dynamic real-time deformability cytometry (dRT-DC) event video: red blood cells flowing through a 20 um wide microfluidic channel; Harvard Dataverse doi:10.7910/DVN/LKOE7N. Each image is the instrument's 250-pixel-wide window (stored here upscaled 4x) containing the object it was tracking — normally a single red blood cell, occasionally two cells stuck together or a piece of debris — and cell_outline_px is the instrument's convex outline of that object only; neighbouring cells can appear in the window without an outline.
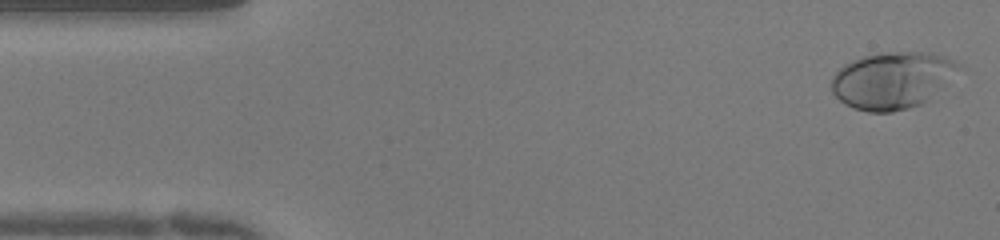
{"species": "human", "species_latin": "Homo sapiens", "temperature_condition": "warm", "stored_images_in_passage": 50, "camera_frame_rate_fps": 3000, "um_per_image_px": 0.085, "donor": {"sex": "female"}, "frame": {"image": 1, "passage_image": 2, "time_ms": 0.333, "image_size_px": [1000, 240], "cell_outline_px": [[956, 64], [924, 100], [920, 104], [908, 108], [892, 112], [868, 112], [852, 108], [844, 104], [832, 92], [832, 76], [844, 64], [852, 60], [864, 56], [888, 52], [932, 52], [944, 56], [952, 60]], "centroid_in_image_um": [75.63, 6.82], "position_along_channel_um": 9.4, "area_um2": 40.17}}
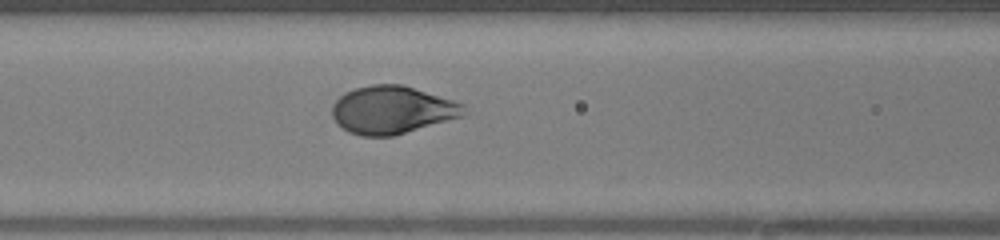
{"frame": {"image": 2, "passage_image": 20, "time_ms": 6.333, "image_size_px": [1000, 240], "cell_outline_px": [[464, 116], [392, 136], [360, 136], [348, 132], [332, 116], [332, 108], [336, 100], [340, 96], [356, 88], [372, 84], [404, 84], [464, 104]], "centroid_in_image_um": [33.34, 9.34], "position_along_channel_um": 133.3, "area_um2": 36.36}}
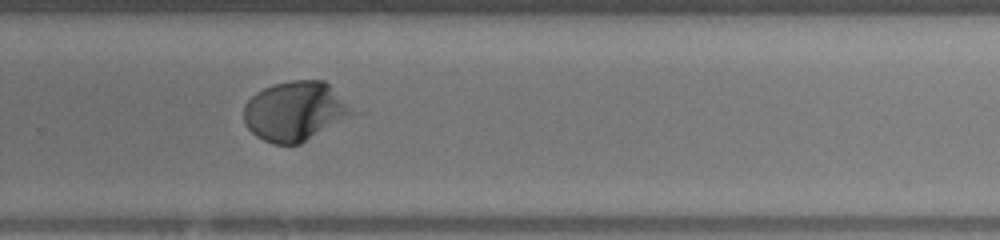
{"frame": {"image": 3, "passage_image": 33, "time_ms": 10.667, "image_size_px": [1000, 240], "cell_outline_px": [[356, 112], [300, 144], [272, 144], [256, 136], [244, 124], [244, 104], [256, 92], [272, 84], [292, 80], [324, 80]], "centroid_in_image_um": [25.02, 9.45], "position_along_channel_um": 304.8, "area_um2": 37.17}, "authors_computed_cell_mechanics": {"area_um2": 37.5989, "velocity_mm_per_s": 3.9756, "shape_relaxation_time_tau1_ms": 3.1544, "shape_relaxation_time_tau2_ms": null, "deformation_change_tau1": 0.2239, "deformation_change_tau2": null}}